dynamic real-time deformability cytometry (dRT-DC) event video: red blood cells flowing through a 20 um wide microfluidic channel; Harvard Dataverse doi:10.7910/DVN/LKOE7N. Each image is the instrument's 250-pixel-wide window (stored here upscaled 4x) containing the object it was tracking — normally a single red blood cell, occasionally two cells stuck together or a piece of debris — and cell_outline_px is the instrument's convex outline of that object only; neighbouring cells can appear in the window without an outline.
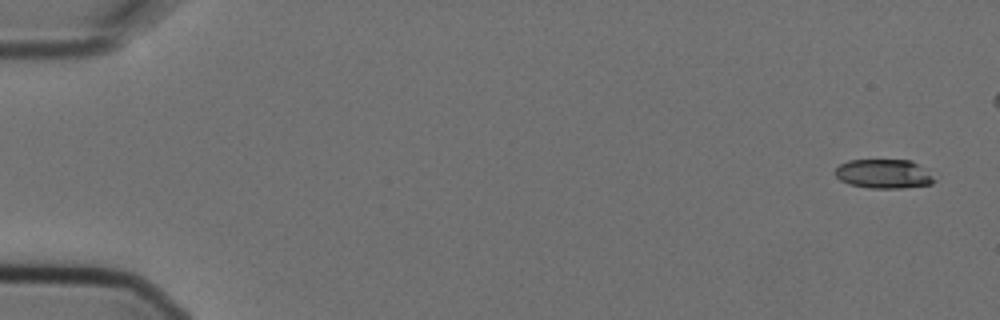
{"species": "Egyptian fruit bat (a non-hibernating species)", "species_latin": "Rousettus aegyptiacus", "temperature_condition": "cold", "stored_images_in_passage": 6, "camera_frame_rate_fps": 3000, "um_per_image_px": 0.085, "animal": {"sex": "female"}, "frame": {"image": 1, "passage_image": 1, "time_ms": 0.0, "image_size_px": [1000, 320], "cell_outline_px": [[936, 180], [932, 184], [904, 188], [868, 188], [848, 184], [840, 180], [832, 172], [840, 164], [848, 160], [912, 160]], "centroid_in_image_um": [75.05, 14.78], "position_along_channel_um": 9.9, "area_um2": 16.82}}